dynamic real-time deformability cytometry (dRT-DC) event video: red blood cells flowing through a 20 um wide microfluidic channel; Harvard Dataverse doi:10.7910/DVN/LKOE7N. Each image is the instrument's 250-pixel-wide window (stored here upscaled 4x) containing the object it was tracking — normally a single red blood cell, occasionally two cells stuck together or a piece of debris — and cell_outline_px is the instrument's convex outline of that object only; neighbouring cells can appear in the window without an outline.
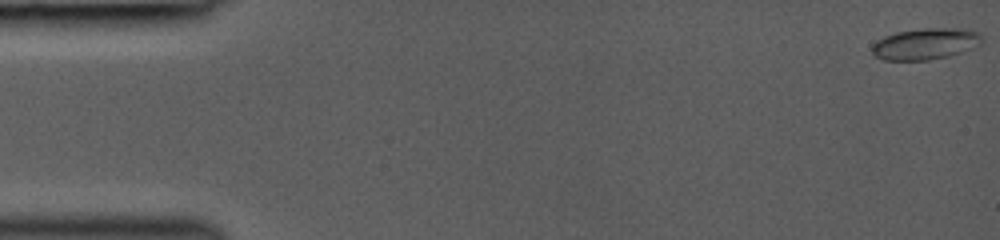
{"species": "common noctule bat (a hibernating species)", "species_latin": "Nyctalus noctula", "temperature_condition": "room temperature", "stored_images_in_passage": 31, "camera_frame_rate_fps": 3000, "um_per_image_px": 0.085, "animal": {"sex": "female", "body_mass_g": 19.0, "forearm_length_mm": 53.3}, "frame": {"image": 1, "passage_image": 1, "time_ms": 0.0, "image_size_px": [1000, 240], "cell_outline_px": [[980, 44], [972, 48], [948, 56], [928, 60], [884, 60], [876, 56], [872, 52], [872, 44], [876, 40], [884, 36], [896, 32], [924, 28], [964, 28], [980, 32]], "centroid_in_image_um": [78.64, 3.72], "position_along_channel_um": 6.4, "area_um2": 20.06}}
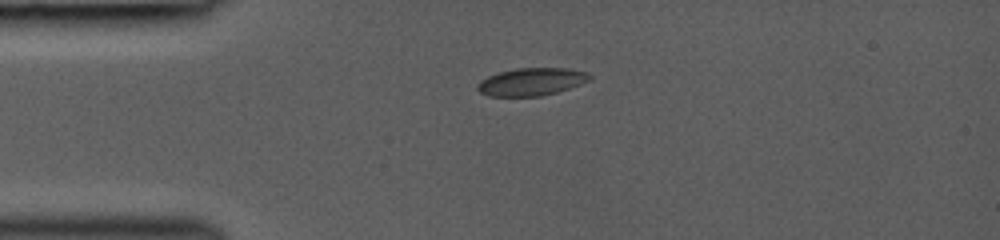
{"frame": {"image": 2, "passage_image": 22, "time_ms": 3.667, "image_size_px": [1000, 240], "cell_outline_px": [[592, 76], [588, 80], [580, 84], [556, 92], [540, 96], [488, 96], [480, 92], [476, 88], [476, 84], [480, 80], [488, 76], [500, 72], [516, 68], [568, 68], [588, 72]], "centroid_in_image_um": [45.15, 6.94], "position_along_channel_um": 39.9, "area_um2": 18.03}}
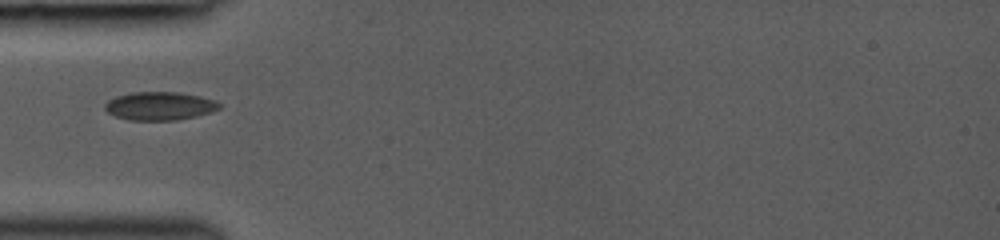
{"frame": {"image": 3, "passage_image": 30, "time_ms": 5.0, "image_size_px": [1000, 240], "cell_outline_px": [[220, 108], [212, 112], [196, 116], [176, 120], [128, 120], [116, 116], [108, 112], [104, 108], [104, 104], [108, 100], [116, 96], [132, 92], [180, 92], [200, 96], [216, 100], [220, 104]], "centroid_in_image_um": [13.58, 9.0], "position_along_channel_um": 71.4, "area_um2": 18.96}}